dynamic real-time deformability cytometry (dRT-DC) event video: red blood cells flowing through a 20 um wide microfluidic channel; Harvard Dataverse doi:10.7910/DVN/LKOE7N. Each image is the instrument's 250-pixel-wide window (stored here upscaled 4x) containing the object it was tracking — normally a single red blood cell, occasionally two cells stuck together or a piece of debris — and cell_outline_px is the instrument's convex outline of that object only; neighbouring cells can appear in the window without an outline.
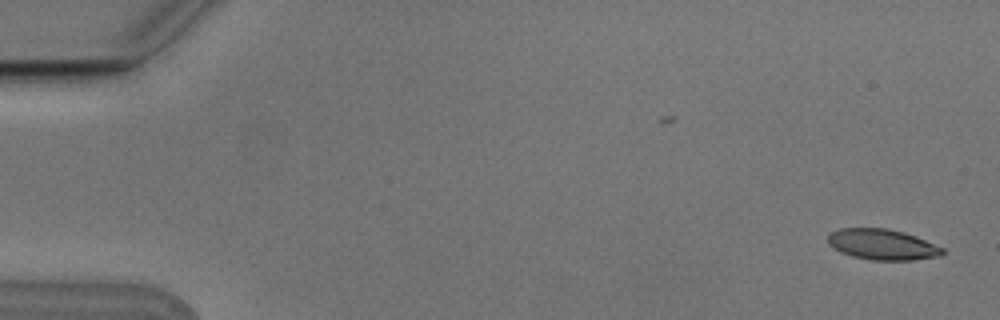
{"species": "Egyptian fruit bat (a non-hibernating species)", "species_latin": "Rousettus aegyptiacus", "temperature_condition": "cold", "stored_images_in_passage": 2, "camera_frame_rate_fps": 3000, "um_per_image_px": 0.085, "animal": {"sex": "male"}, "frame": {"image": 1, "passage_image": 2, "time_ms": 0.333, "image_size_px": [1000, 320], "cell_outline_px": [[944, 252], [940, 256], [912, 260], [872, 260], [852, 256], [840, 252], [828, 244], [828, 236], [832, 232], [840, 228], [888, 228], [904, 232], [916, 236], [944, 248]], "centroid_in_image_um": [75.0, 20.78], "position_along_channel_um": 10.0, "area_um2": 20.52}}